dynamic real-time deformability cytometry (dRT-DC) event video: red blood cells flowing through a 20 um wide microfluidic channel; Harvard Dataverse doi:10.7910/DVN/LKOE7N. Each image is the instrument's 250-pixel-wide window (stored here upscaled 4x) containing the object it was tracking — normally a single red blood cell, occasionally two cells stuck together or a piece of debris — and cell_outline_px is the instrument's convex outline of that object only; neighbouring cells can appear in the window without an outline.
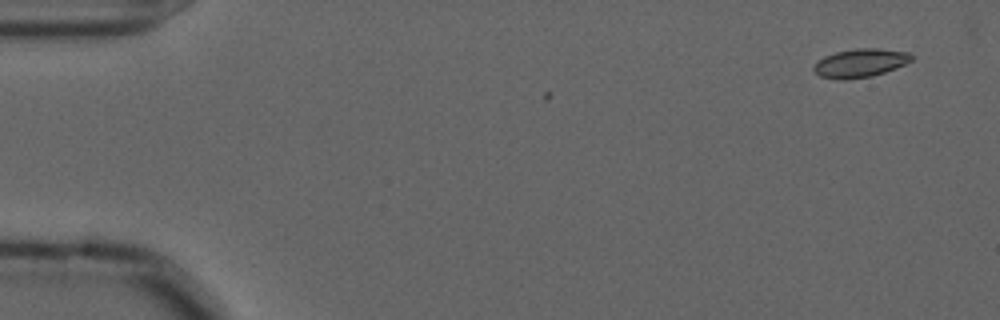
{"species": "common noctule bat (a hibernating species)", "species_latin": "Nyctalus noctula", "temperature_condition": "cold", "stored_images_in_passage": 2, "camera_frame_rate_fps": 3000, "um_per_image_px": 0.085, "animal": {"sex": "male", "forearm_length_mm": 52.5}, "frame": {"image": 1, "passage_image": 2, "time_ms": 0.333, "image_size_px": [1000, 320], "cell_outline_px": [[912, 60], [904, 64], [884, 72], [872, 76], [848, 80], [840, 80], [820, 76], [812, 68], [824, 56], [836, 52], [856, 48], [876, 48], [908, 52], [912, 56]], "centroid_in_image_um": [73.11, 5.36], "position_along_channel_um": 11.9, "area_um2": 16.07}}